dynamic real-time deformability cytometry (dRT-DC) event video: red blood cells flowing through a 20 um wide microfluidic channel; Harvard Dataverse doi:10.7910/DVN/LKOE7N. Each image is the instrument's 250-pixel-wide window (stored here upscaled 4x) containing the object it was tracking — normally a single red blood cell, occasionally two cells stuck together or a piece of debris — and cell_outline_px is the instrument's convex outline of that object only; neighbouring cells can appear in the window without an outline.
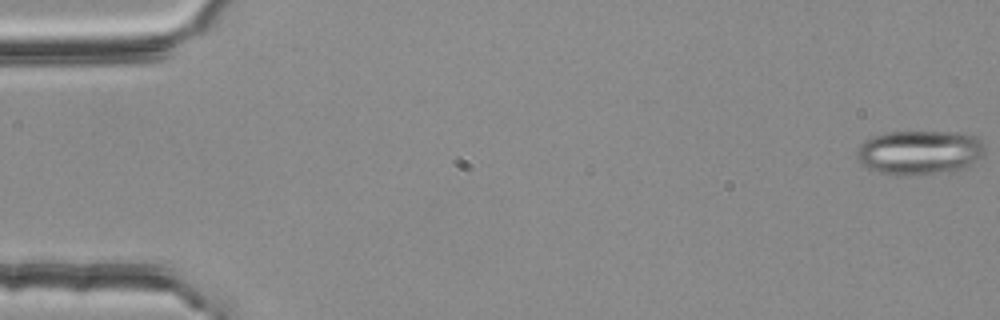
{"species": "common noctule bat (a hibernating species)", "species_latin": "Nyctalus noctula", "temperature_condition": "room temperature", "stored_images_in_passage": 55, "camera_frame_rate_fps": 3000, "um_per_image_px": 0.085, "animal": {"sex": "female", "body_mass_g": 25.1}, "frame": {"image": 1, "passage_image": 1, "time_ms": 0.0, "image_size_px": [1000, 320], "cell_outline_px": [[984, 156], [968, 168], [952, 172], [912, 176], [896, 176], [880, 172], [868, 168], [860, 164], [856, 156], [856, 152], [860, 144], [864, 140], [872, 136], [888, 132], [964, 132], [976, 136], [984, 144]], "centroid_in_image_um": [78.2, 12.98], "position_along_channel_um": 6.8, "area_um2": 34.04}}
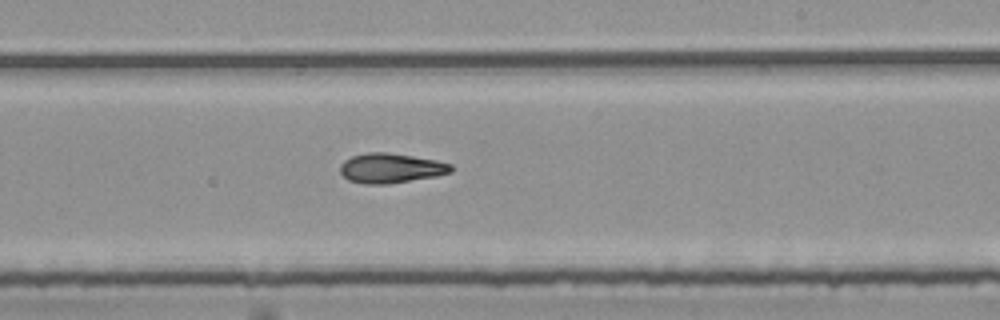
{"frame": {"image": 2, "passage_image": 33, "time_ms": 10.667, "image_size_px": [1000, 320], "cell_outline_px": [[452, 172], [436, 176], [388, 184], [364, 184], [348, 180], [340, 172], [340, 164], [344, 160], [352, 156], [368, 152], [388, 152], [436, 160], [452, 164]], "centroid_in_image_um": [33.2, 14.29], "position_along_channel_um": 255.8, "area_um2": 19.25}}
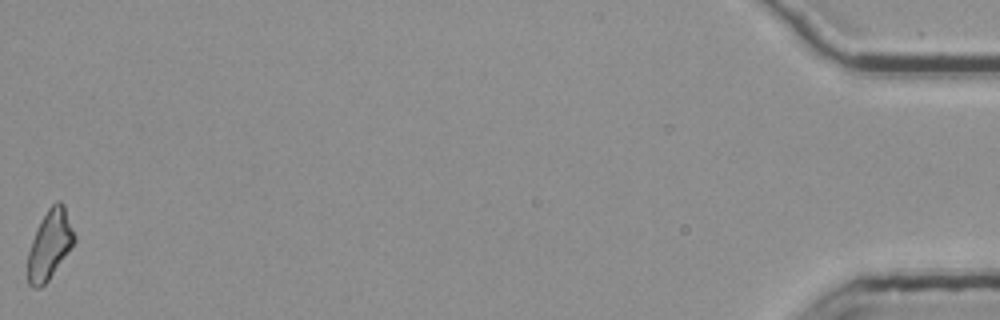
{"frame": {"image": 3, "passage_image": 55, "time_ms": 18.0, "image_size_px": [1000, 320], "cell_outline_px": [[76, 240], [48, 280], [40, 288], [32, 288], [28, 284], [28, 252], [36, 228], [48, 208], [56, 200], [60, 200], [64, 204], [76, 236]], "centroid_in_image_um": [4.23, 20.77], "position_along_channel_um": 431.0, "area_um2": 18.67}, "authors_computed_cell_mechanics": {"area_um2": 19.1896, "velocity_mm_per_s": 3.7809, "shape_relaxation_time_tau1_ms": null, "shape_relaxation_time_tau2_ms": 3.5732, "deformation_change_tau1": null, "deformation_change_tau2": 0.1177}}